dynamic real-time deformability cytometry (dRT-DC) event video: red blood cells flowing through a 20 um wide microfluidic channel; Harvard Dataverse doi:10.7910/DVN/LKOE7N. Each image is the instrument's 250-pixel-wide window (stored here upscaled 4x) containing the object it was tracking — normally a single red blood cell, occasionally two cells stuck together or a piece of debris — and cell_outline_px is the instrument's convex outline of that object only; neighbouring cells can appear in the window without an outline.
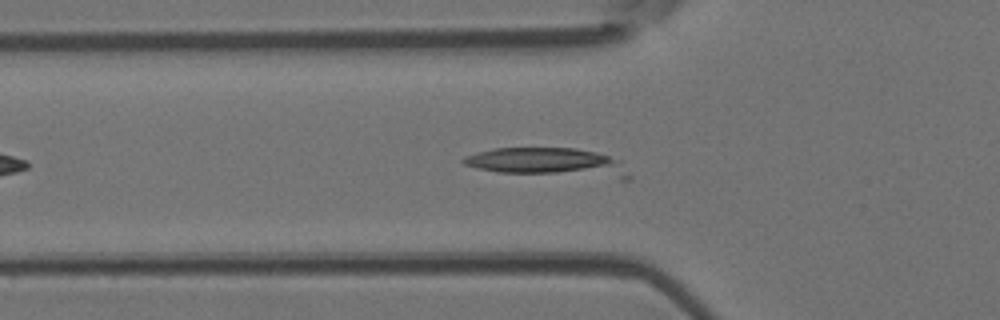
{"species": "Egyptian fruit bat (a non-hibernating species)", "species_latin": "Rousettus aegyptiacus", "temperature_condition": "room temperature", "stored_images_in_passage": 21, "camera_frame_rate_fps": 3000, "um_per_image_px": 0.085, "animal": {"sex": "female"}, "frame": {"image": 1, "passage_image": 7, "time_ms": 2.0, "image_size_px": [1000, 320], "cell_outline_px": [[632, 180], [620, 180], [496, 172], [476, 168], [464, 164], [460, 160], [464, 156], [476, 152], [492, 148], [576, 148], [596, 152], [620, 160], [632, 176]], "centroid_in_image_um": [46.69, 13.84], "position_along_channel_um": 79.1, "area_um2": 28.55}}
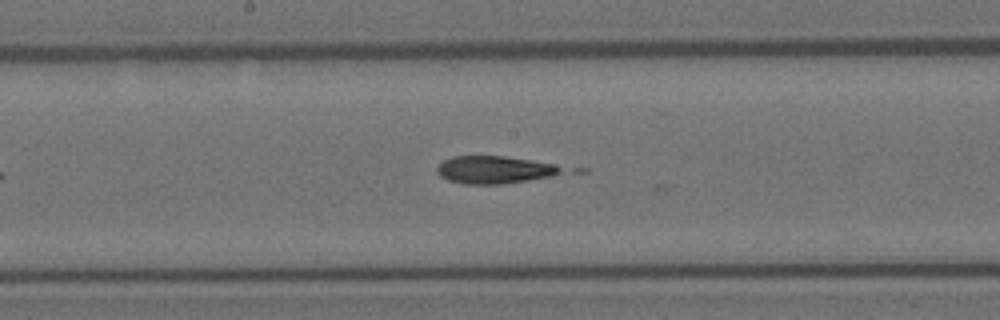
{"frame": {"image": 2, "passage_image": 16, "time_ms": 5.0, "image_size_px": [1000, 320], "cell_outline_px": [[560, 172], [548, 176], [528, 180], [500, 184], [464, 184], [448, 180], [440, 176], [436, 172], [436, 168], [444, 160], [452, 156], [504, 156], [532, 160], [552, 164], [560, 168]], "centroid_in_image_um": [41.91, 14.42], "position_along_channel_um": 206.3, "area_um2": 19.65}}
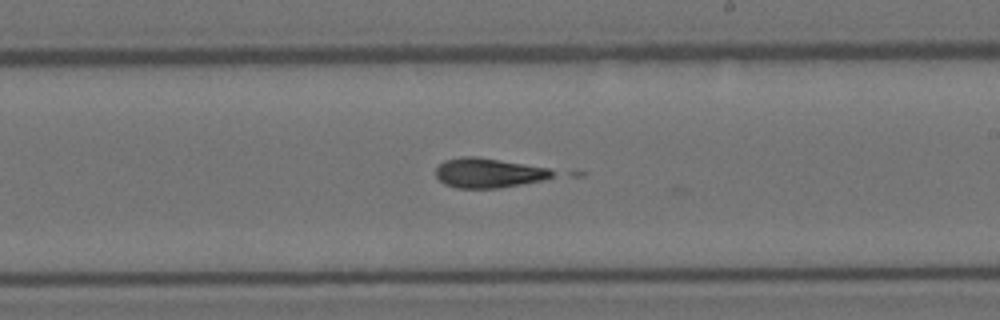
{"frame": {"image": 3, "passage_image": 19, "time_ms": 6.0, "image_size_px": [1000, 320], "cell_outline_px": [[556, 172], [552, 176], [544, 180], [500, 188], [456, 188], [444, 184], [436, 176], [436, 168], [444, 160], [460, 156], [476, 156], [548, 168]], "centroid_in_image_um": [41.5, 14.7], "position_along_channel_um": 247.5, "area_um2": 20.23}}